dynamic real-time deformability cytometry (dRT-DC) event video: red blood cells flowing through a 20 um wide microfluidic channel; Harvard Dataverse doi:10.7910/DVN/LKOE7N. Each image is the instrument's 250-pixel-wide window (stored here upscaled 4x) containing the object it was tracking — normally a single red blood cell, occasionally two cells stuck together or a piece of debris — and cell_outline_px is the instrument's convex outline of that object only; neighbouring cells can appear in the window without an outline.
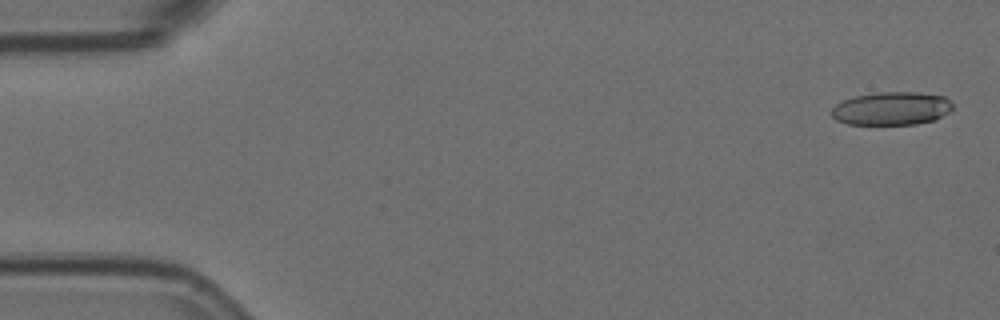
{"species": "Egyptian fruit bat (a non-hibernating species)", "species_latin": "Rousettus aegyptiacus", "temperature_condition": "room temperature", "stored_images_in_passage": 5, "camera_frame_rate_fps": 3000, "um_per_image_px": 0.085, "animal": {"sex": "female"}, "frame": {"image": 1, "passage_image": 1, "time_ms": 0.0, "image_size_px": [1000, 320], "cell_outline_px": [[952, 108], [948, 112], [936, 120], [916, 124], [848, 124], [836, 120], [832, 116], [832, 108], [836, 104], [844, 100], [856, 96], [876, 92], [920, 92], [944, 96], [952, 104]], "centroid_in_image_um": [75.79, 9.22], "position_along_channel_um": 9.2, "area_um2": 23.41}}
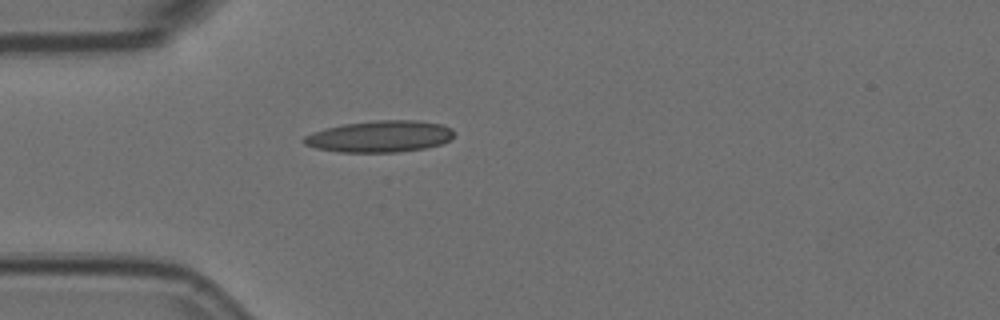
{"frame": {"image": 2, "passage_image": 5, "time_ms": 1.333, "image_size_px": [1000, 320], "cell_outline_px": [[452, 136], [448, 140], [440, 144], [424, 148], [400, 152], [340, 152], [316, 148], [304, 144], [300, 140], [304, 136], [312, 132], [324, 128], [344, 124], [376, 120], [420, 120], [440, 124], [452, 128]], "centroid_in_image_um": [32.24, 11.59], "position_along_channel_um": 52.8, "area_um2": 27.63}}